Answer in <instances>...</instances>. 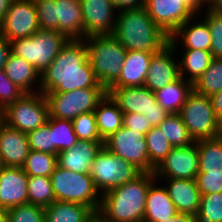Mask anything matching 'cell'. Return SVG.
Instances as JSON below:
<instances>
[{
  "mask_svg": "<svg viewBox=\"0 0 222 222\" xmlns=\"http://www.w3.org/2000/svg\"><path fill=\"white\" fill-rule=\"evenodd\" d=\"M103 87L91 67L84 39H69L41 75L40 92H68Z\"/></svg>",
  "mask_w": 222,
  "mask_h": 222,
  "instance_id": "6da1fadb",
  "label": "cell"
},
{
  "mask_svg": "<svg viewBox=\"0 0 222 222\" xmlns=\"http://www.w3.org/2000/svg\"><path fill=\"white\" fill-rule=\"evenodd\" d=\"M112 35L127 51L158 52L169 36L149 16L146 8L119 10Z\"/></svg>",
  "mask_w": 222,
  "mask_h": 222,
  "instance_id": "7a4b0ae2",
  "label": "cell"
},
{
  "mask_svg": "<svg viewBox=\"0 0 222 222\" xmlns=\"http://www.w3.org/2000/svg\"><path fill=\"white\" fill-rule=\"evenodd\" d=\"M157 180L154 172H142L132 181L104 193L99 212L111 222H143L147 191Z\"/></svg>",
  "mask_w": 222,
  "mask_h": 222,
  "instance_id": "3957f363",
  "label": "cell"
},
{
  "mask_svg": "<svg viewBox=\"0 0 222 222\" xmlns=\"http://www.w3.org/2000/svg\"><path fill=\"white\" fill-rule=\"evenodd\" d=\"M84 41L95 77L108 90L119 78L127 50L112 34L92 35Z\"/></svg>",
  "mask_w": 222,
  "mask_h": 222,
  "instance_id": "277c9868",
  "label": "cell"
},
{
  "mask_svg": "<svg viewBox=\"0 0 222 222\" xmlns=\"http://www.w3.org/2000/svg\"><path fill=\"white\" fill-rule=\"evenodd\" d=\"M50 179L55 201L83 204L94 212L99 211L102 195L90 174L72 172L57 165Z\"/></svg>",
  "mask_w": 222,
  "mask_h": 222,
  "instance_id": "5b68a950",
  "label": "cell"
},
{
  "mask_svg": "<svg viewBox=\"0 0 222 222\" xmlns=\"http://www.w3.org/2000/svg\"><path fill=\"white\" fill-rule=\"evenodd\" d=\"M69 39L58 31L39 30L10 42L11 53L28 61L42 75Z\"/></svg>",
  "mask_w": 222,
  "mask_h": 222,
  "instance_id": "8992f818",
  "label": "cell"
},
{
  "mask_svg": "<svg viewBox=\"0 0 222 222\" xmlns=\"http://www.w3.org/2000/svg\"><path fill=\"white\" fill-rule=\"evenodd\" d=\"M179 115L194 141L214 138L220 134L221 122L210 98L194 89L188 94Z\"/></svg>",
  "mask_w": 222,
  "mask_h": 222,
  "instance_id": "52a82bcc",
  "label": "cell"
},
{
  "mask_svg": "<svg viewBox=\"0 0 222 222\" xmlns=\"http://www.w3.org/2000/svg\"><path fill=\"white\" fill-rule=\"evenodd\" d=\"M43 94L48 102L50 117L72 121L82 113L93 112L107 90L104 87H89Z\"/></svg>",
  "mask_w": 222,
  "mask_h": 222,
  "instance_id": "ba28073f",
  "label": "cell"
},
{
  "mask_svg": "<svg viewBox=\"0 0 222 222\" xmlns=\"http://www.w3.org/2000/svg\"><path fill=\"white\" fill-rule=\"evenodd\" d=\"M49 117V106L42 92L25 93L2 110V121L11 128L28 133L44 126Z\"/></svg>",
  "mask_w": 222,
  "mask_h": 222,
  "instance_id": "9c48e42d",
  "label": "cell"
},
{
  "mask_svg": "<svg viewBox=\"0 0 222 222\" xmlns=\"http://www.w3.org/2000/svg\"><path fill=\"white\" fill-rule=\"evenodd\" d=\"M141 173L137 167L116 156L105 146L96 155L90 169V175L101 195L132 181Z\"/></svg>",
  "mask_w": 222,
  "mask_h": 222,
  "instance_id": "30bf717a",
  "label": "cell"
},
{
  "mask_svg": "<svg viewBox=\"0 0 222 222\" xmlns=\"http://www.w3.org/2000/svg\"><path fill=\"white\" fill-rule=\"evenodd\" d=\"M104 146L116 156L130 162L141 172H150L145 135L122 126L104 141Z\"/></svg>",
  "mask_w": 222,
  "mask_h": 222,
  "instance_id": "8fae6325",
  "label": "cell"
},
{
  "mask_svg": "<svg viewBox=\"0 0 222 222\" xmlns=\"http://www.w3.org/2000/svg\"><path fill=\"white\" fill-rule=\"evenodd\" d=\"M40 30L33 0H13L0 23V35L9 42L32 36Z\"/></svg>",
  "mask_w": 222,
  "mask_h": 222,
  "instance_id": "7c38bea8",
  "label": "cell"
},
{
  "mask_svg": "<svg viewBox=\"0 0 222 222\" xmlns=\"http://www.w3.org/2000/svg\"><path fill=\"white\" fill-rule=\"evenodd\" d=\"M196 141L188 146L174 147L155 170V178L196 179L199 170Z\"/></svg>",
  "mask_w": 222,
  "mask_h": 222,
  "instance_id": "4fadbf2b",
  "label": "cell"
},
{
  "mask_svg": "<svg viewBox=\"0 0 222 222\" xmlns=\"http://www.w3.org/2000/svg\"><path fill=\"white\" fill-rule=\"evenodd\" d=\"M144 7L169 37L187 20L197 17L182 0H144Z\"/></svg>",
  "mask_w": 222,
  "mask_h": 222,
  "instance_id": "5bb4252c",
  "label": "cell"
},
{
  "mask_svg": "<svg viewBox=\"0 0 222 222\" xmlns=\"http://www.w3.org/2000/svg\"><path fill=\"white\" fill-rule=\"evenodd\" d=\"M83 16V39L92 35L112 34L116 5L112 0H80ZM114 14V15H113Z\"/></svg>",
  "mask_w": 222,
  "mask_h": 222,
  "instance_id": "9a60e30c",
  "label": "cell"
},
{
  "mask_svg": "<svg viewBox=\"0 0 222 222\" xmlns=\"http://www.w3.org/2000/svg\"><path fill=\"white\" fill-rule=\"evenodd\" d=\"M175 51V47L169 42L153 54L143 86L156 92L180 77L179 61L173 58Z\"/></svg>",
  "mask_w": 222,
  "mask_h": 222,
  "instance_id": "2e32d148",
  "label": "cell"
},
{
  "mask_svg": "<svg viewBox=\"0 0 222 222\" xmlns=\"http://www.w3.org/2000/svg\"><path fill=\"white\" fill-rule=\"evenodd\" d=\"M107 93L118 104L123 113L144 115L151 110H165L157 102L155 93L145 86L110 87Z\"/></svg>",
  "mask_w": 222,
  "mask_h": 222,
  "instance_id": "e0dca14e",
  "label": "cell"
},
{
  "mask_svg": "<svg viewBox=\"0 0 222 222\" xmlns=\"http://www.w3.org/2000/svg\"><path fill=\"white\" fill-rule=\"evenodd\" d=\"M29 176L19 167L0 165V208L28 203Z\"/></svg>",
  "mask_w": 222,
  "mask_h": 222,
  "instance_id": "ac0fdd59",
  "label": "cell"
},
{
  "mask_svg": "<svg viewBox=\"0 0 222 222\" xmlns=\"http://www.w3.org/2000/svg\"><path fill=\"white\" fill-rule=\"evenodd\" d=\"M27 133L0 122V165L21 168L30 151Z\"/></svg>",
  "mask_w": 222,
  "mask_h": 222,
  "instance_id": "d6986e66",
  "label": "cell"
},
{
  "mask_svg": "<svg viewBox=\"0 0 222 222\" xmlns=\"http://www.w3.org/2000/svg\"><path fill=\"white\" fill-rule=\"evenodd\" d=\"M54 31L68 39H83V16L80 0H55Z\"/></svg>",
  "mask_w": 222,
  "mask_h": 222,
  "instance_id": "ffe728a7",
  "label": "cell"
},
{
  "mask_svg": "<svg viewBox=\"0 0 222 222\" xmlns=\"http://www.w3.org/2000/svg\"><path fill=\"white\" fill-rule=\"evenodd\" d=\"M104 146V142L78 140L71 148L58 153V165L76 173L90 174L96 155Z\"/></svg>",
  "mask_w": 222,
  "mask_h": 222,
  "instance_id": "44dd1931",
  "label": "cell"
},
{
  "mask_svg": "<svg viewBox=\"0 0 222 222\" xmlns=\"http://www.w3.org/2000/svg\"><path fill=\"white\" fill-rule=\"evenodd\" d=\"M165 186L177 212L197 216L200 209V191L196 179H167Z\"/></svg>",
  "mask_w": 222,
  "mask_h": 222,
  "instance_id": "7402d4cb",
  "label": "cell"
},
{
  "mask_svg": "<svg viewBox=\"0 0 222 222\" xmlns=\"http://www.w3.org/2000/svg\"><path fill=\"white\" fill-rule=\"evenodd\" d=\"M154 53L156 52L127 51L119 78L111 87L143 86Z\"/></svg>",
  "mask_w": 222,
  "mask_h": 222,
  "instance_id": "603a6c76",
  "label": "cell"
},
{
  "mask_svg": "<svg viewBox=\"0 0 222 222\" xmlns=\"http://www.w3.org/2000/svg\"><path fill=\"white\" fill-rule=\"evenodd\" d=\"M192 18L187 20L183 25H181L170 37L169 42L177 50V44H181L184 49H194V50H204L210 51L211 47V33L207 22L203 19L198 23H193ZM190 23L192 25H190ZM182 39L181 43L178 41Z\"/></svg>",
  "mask_w": 222,
  "mask_h": 222,
  "instance_id": "cb8c5ba5",
  "label": "cell"
},
{
  "mask_svg": "<svg viewBox=\"0 0 222 222\" xmlns=\"http://www.w3.org/2000/svg\"><path fill=\"white\" fill-rule=\"evenodd\" d=\"M4 70L8 78L25 93L40 91L41 75L28 61L11 53Z\"/></svg>",
  "mask_w": 222,
  "mask_h": 222,
  "instance_id": "d4e9b609",
  "label": "cell"
},
{
  "mask_svg": "<svg viewBox=\"0 0 222 222\" xmlns=\"http://www.w3.org/2000/svg\"><path fill=\"white\" fill-rule=\"evenodd\" d=\"M156 181L158 180H155L147 191L143 222H165L177 213L166 188L159 185L157 187Z\"/></svg>",
  "mask_w": 222,
  "mask_h": 222,
  "instance_id": "484cf974",
  "label": "cell"
},
{
  "mask_svg": "<svg viewBox=\"0 0 222 222\" xmlns=\"http://www.w3.org/2000/svg\"><path fill=\"white\" fill-rule=\"evenodd\" d=\"M98 133L103 141L116 133L124 123L123 112L107 93L93 111Z\"/></svg>",
  "mask_w": 222,
  "mask_h": 222,
  "instance_id": "4316f807",
  "label": "cell"
},
{
  "mask_svg": "<svg viewBox=\"0 0 222 222\" xmlns=\"http://www.w3.org/2000/svg\"><path fill=\"white\" fill-rule=\"evenodd\" d=\"M198 148V174H222V138L201 139L196 141Z\"/></svg>",
  "mask_w": 222,
  "mask_h": 222,
  "instance_id": "83f0119b",
  "label": "cell"
},
{
  "mask_svg": "<svg viewBox=\"0 0 222 222\" xmlns=\"http://www.w3.org/2000/svg\"><path fill=\"white\" fill-rule=\"evenodd\" d=\"M94 211L83 204L54 201L45 207V222H88Z\"/></svg>",
  "mask_w": 222,
  "mask_h": 222,
  "instance_id": "f1b7e54d",
  "label": "cell"
},
{
  "mask_svg": "<svg viewBox=\"0 0 222 222\" xmlns=\"http://www.w3.org/2000/svg\"><path fill=\"white\" fill-rule=\"evenodd\" d=\"M192 89L193 84L180 76L176 81L154 93L160 106L171 114L180 112L181 107Z\"/></svg>",
  "mask_w": 222,
  "mask_h": 222,
  "instance_id": "f546056e",
  "label": "cell"
},
{
  "mask_svg": "<svg viewBox=\"0 0 222 222\" xmlns=\"http://www.w3.org/2000/svg\"><path fill=\"white\" fill-rule=\"evenodd\" d=\"M183 57L179 61L180 76L186 81L194 84L198 78L207 70L213 59L210 51L184 49ZM187 72V73H186ZM189 74L188 77L185 75Z\"/></svg>",
  "mask_w": 222,
  "mask_h": 222,
  "instance_id": "4dcf8cb0",
  "label": "cell"
},
{
  "mask_svg": "<svg viewBox=\"0 0 222 222\" xmlns=\"http://www.w3.org/2000/svg\"><path fill=\"white\" fill-rule=\"evenodd\" d=\"M47 124L50 126L53 138V154L71 148L78 142L71 120L48 117Z\"/></svg>",
  "mask_w": 222,
  "mask_h": 222,
  "instance_id": "1f68e13d",
  "label": "cell"
},
{
  "mask_svg": "<svg viewBox=\"0 0 222 222\" xmlns=\"http://www.w3.org/2000/svg\"><path fill=\"white\" fill-rule=\"evenodd\" d=\"M145 140L148 149L150 172H154L155 168L161 164V162L173 149V146L157 126L152 127L145 134Z\"/></svg>",
  "mask_w": 222,
  "mask_h": 222,
  "instance_id": "d6a6232c",
  "label": "cell"
},
{
  "mask_svg": "<svg viewBox=\"0 0 222 222\" xmlns=\"http://www.w3.org/2000/svg\"><path fill=\"white\" fill-rule=\"evenodd\" d=\"M157 127L164 133L173 148L188 146L195 142L179 113L169 114Z\"/></svg>",
  "mask_w": 222,
  "mask_h": 222,
  "instance_id": "836d02e7",
  "label": "cell"
},
{
  "mask_svg": "<svg viewBox=\"0 0 222 222\" xmlns=\"http://www.w3.org/2000/svg\"><path fill=\"white\" fill-rule=\"evenodd\" d=\"M57 165V155L30 150L21 168L28 176L50 177Z\"/></svg>",
  "mask_w": 222,
  "mask_h": 222,
  "instance_id": "e575fe53",
  "label": "cell"
},
{
  "mask_svg": "<svg viewBox=\"0 0 222 222\" xmlns=\"http://www.w3.org/2000/svg\"><path fill=\"white\" fill-rule=\"evenodd\" d=\"M193 89L207 97L222 90V58H213L207 70L193 84Z\"/></svg>",
  "mask_w": 222,
  "mask_h": 222,
  "instance_id": "d590c367",
  "label": "cell"
},
{
  "mask_svg": "<svg viewBox=\"0 0 222 222\" xmlns=\"http://www.w3.org/2000/svg\"><path fill=\"white\" fill-rule=\"evenodd\" d=\"M55 201L50 177L29 176L28 203L47 207Z\"/></svg>",
  "mask_w": 222,
  "mask_h": 222,
  "instance_id": "8d00e7d4",
  "label": "cell"
},
{
  "mask_svg": "<svg viewBox=\"0 0 222 222\" xmlns=\"http://www.w3.org/2000/svg\"><path fill=\"white\" fill-rule=\"evenodd\" d=\"M197 222H222V193L201 195Z\"/></svg>",
  "mask_w": 222,
  "mask_h": 222,
  "instance_id": "74e56055",
  "label": "cell"
},
{
  "mask_svg": "<svg viewBox=\"0 0 222 222\" xmlns=\"http://www.w3.org/2000/svg\"><path fill=\"white\" fill-rule=\"evenodd\" d=\"M72 124L78 140L104 142L98 133L94 112L78 115L72 120Z\"/></svg>",
  "mask_w": 222,
  "mask_h": 222,
  "instance_id": "f35d334b",
  "label": "cell"
},
{
  "mask_svg": "<svg viewBox=\"0 0 222 222\" xmlns=\"http://www.w3.org/2000/svg\"><path fill=\"white\" fill-rule=\"evenodd\" d=\"M10 222H45V207L30 203L7 209Z\"/></svg>",
  "mask_w": 222,
  "mask_h": 222,
  "instance_id": "ab89813d",
  "label": "cell"
},
{
  "mask_svg": "<svg viewBox=\"0 0 222 222\" xmlns=\"http://www.w3.org/2000/svg\"><path fill=\"white\" fill-rule=\"evenodd\" d=\"M206 11L204 20L207 22L211 33L210 52L213 58H222V14L209 8Z\"/></svg>",
  "mask_w": 222,
  "mask_h": 222,
  "instance_id": "60d3db41",
  "label": "cell"
},
{
  "mask_svg": "<svg viewBox=\"0 0 222 222\" xmlns=\"http://www.w3.org/2000/svg\"><path fill=\"white\" fill-rule=\"evenodd\" d=\"M27 136L31 150L53 154V138L47 123L28 132Z\"/></svg>",
  "mask_w": 222,
  "mask_h": 222,
  "instance_id": "b9f144b4",
  "label": "cell"
},
{
  "mask_svg": "<svg viewBox=\"0 0 222 222\" xmlns=\"http://www.w3.org/2000/svg\"><path fill=\"white\" fill-rule=\"evenodd\" d=\"M24 94L25 92L8 78L5 70H0V109L4 110Z\"/></svg>",
  "mask_w": 222,
  "mask_h": 222,
  "instance_id": "7bdbcfd3",
  "label": "cell"
},
{
  "mask_svg": "<svg viewBox=\"0 0 222 222\" xmlns=\"http://www.w3.org/2000/svg\"><path fill=\"white\" fill-rule=\"evenodd\" d=\"M33 1L36 5L40 29L54 31L55 0H33Z\"/></svg>",
  "mask_w": 222,
  "mask_h": 222,
  "instance_id": "ee69618b",
  "label": "cell"
},
{
  "mask_svg": "<svg viewBox=\"0 0 222 222\" xmlns=\"http://www.w3.org/2000/svg\"><path fill=\"white\" fill-rule=\"evenodd\" d=\"M196 182L201 195L222 193V174H197Z\"/></svg>",
  "mask_w": 222,
  "mask_h": 222,
  "instance_id": "f6af8a7d",
  "label": "cell"
},
{
  "mask_svg": "<svg viewBox=\"0 0 222 222\" xmlns=\"http://www.w3.org/2000/svg\"><path fill=\"white\" fill-rule=\"evenodd\" d=\"M123 119V126L127 127L132 131H136L144 135L152 128L149 123V120H147V118L141 114L123 113Z\"/></svg>",
  "mask_w": 222,
  "mask_h": 222,
  "instance_id": "bcb514c9",
  "label": "cell"
},
{
  "mask_svg": "<svg viewBox=\"0 0 222 222\" xmlns=\"http://www.w3.org/2000/svg\"><path fill=\"white\" fill-rule=\"evenodd\" d=\"M169 114L166 110H151L145 113L144 116L149 120L152 127H156L161 124Z\"/></svg>",
  "mask_w": 222,
  "mask_h": 222,
  "instance_id": "7dc6e473",
  "label": "cell"
},
{
  "mask_svg": "<svg viewBox=\"0 0 222 222\" xmlns=\"http://www.w3.org/2000/svg\"><path fill=\"white\" fill-rule=\"evenodd\" d=\"M11 54L10 42L0 35V70L5 68V64Z\"/></svg>",
  "mask_w": 222,
  "mask_h": 222,
  "instance_id": "c3c4849f",
  "label": "cell"
},
{
  "mask_svg": "<svg viewBox=\"0 0 222 222\" xmlns=\"http://www.w3.org/2000/svg\"><path fill=\"white\" fill-rule=\"evenodd\" d=\"M117 11L124 9L140 8L144 6V0H112Z\"/></svg>",
  "mask_w": 222,
  "mask_h": 222,
  "instance_id": "681fc988",
  "label": "cell"
},
{
  "mask_svg": "<svg viewBox=\"0 0 222 222\" xmlns=\"http://www.w3.org/2000/svg\"><path fill=\"white\" fill-rule=\"evenodd\" d=\"M212 107L214 108V111L216 113L217 118L222 121V90L220 92H217L210 97Z\"/></svg>",
  "mask_w": 222,
  "mask_h": 222,
  "instance_id": "f907efd6",
  "label": "cell"
},
{
  "mask_svg": "<svg viewBox=\"0 0 222 222\" xmlns=\"http://www.w3.org/2000/svg\"><path fill=\"white\" fill-rule=\"evenodd\" d=\"M165 222H197V216L177 212Z\"/></svg>",
  "mask_w": 222,
  "mask_h": 222,
  "instance_id": "816d5d0a",
  "label": "cell"
},
{
  "mask_svg": "<svg viewBox=\"0 0 222 222\" xmlns=\"http://www.w3.org/2000/svg\"><path fill=\"white\" fill-rule=\"evenodd\" d=\"M184 3L195 15H199L198 12H201L203 5L198 0H182Z\"/></svg>",
  "mask_w": 222,
  "mask_h": 222,
  "instance_id": "f5cc1de1",
  "label": "cell"
},
{
  "mask_svg": "<svg viewBox=\"0 0 222 222\" xmlns=\"http://www.w3.org/2000/svg\"><path fill=\"white\" fill-rule=\"evenodd\" d=\"M12 1L13 0H0V23L4 20Z\"/></svg>",
  "mask_w": 222,
  "mask_h": 222,
  "instance_id": "db71d44e",
  "label": "cell"
},
{
  "mask_svg": "<svg viewBox=\"0 0 222 222\" xmlns=\"http://www.w3.org/2000/svg\"><path fill=\"white\" fill-rule=\"evenodd\" d=\"M88 222H111V221L108 220L102 213L96 211L90 216Z\"/></svg>",
  "mask_w": 222,
  "mask_h": 222,
  "instance_id": "11a10c76",
  "label": "cell"
},
{
  "mask_svg": "<svg viewBox=\"0 0 222 222\" xmlns=\"http://www.w3.org/2000/svg\"><path fill=\"white\" fill-rule=\"evenodd\" d=\"M208 8L219 14H222V0H212Z\"/></svg>",
  "mask_w": 222,
  "mask_h": 222,
  "instance_id": "9f6ffc18",
  "label": "cell"
},
{
  "mask_svg": "<svg viewBox=\"0 0 222 222\" xmlns=\"http://www.w3.org/2000/svg\"><path fill=\"white\" fill-rule=\"evenodd\" d=\"M0 222H10L7 209L0 208Z\"/></svg>",
  "mask_w": 222,
  "mask_h": 222,
  "instance_id": "6f0895ef",
  "label": "cell"
},
{
  "mask_svg": "<svg viewBox=\"0 0 222 222\" xmlns=\"http://www.w3.org/2000/svg\"><path fill=\"white\" fill-rule=\"evenodd\" d=\"M203 6L205 5L206 7V4L207 6H209L212 2V0H198Z\"/></svg>",
  "mask_w": 222,
  "mask_h": 222,
  "instance_id": "680465c9",
  "label": "cell"
},
{
  "mask_svg": "<svg viewBox=\"0 0 222 222\" xmlns=\"http://www.w3.org/2000/svg\"><path fill=\"white\" fill-rule=\"evenodd\" d=\"M2 121V110L0 109V122Z\"/></svg>",
  "mask_w": 222,
  "mask_h": 222,
  "instance_id": "91938a15",
  "label": "cell"
},
{
  "mask_svg": "<svg viewBox=\"0 0 222 222\" xmlns=\"http://www.w3.org/2000/svg\"><path fill=\"white\" fill-rule=\"evenodd\" d=\"M219 135H222V121H221V128H220V134Z\"/></svg>",
  "mask_w": 222,
  "mask_h": 222,
  "instance_id": "94428289",
  "label": "cell"
}]
</instances>
